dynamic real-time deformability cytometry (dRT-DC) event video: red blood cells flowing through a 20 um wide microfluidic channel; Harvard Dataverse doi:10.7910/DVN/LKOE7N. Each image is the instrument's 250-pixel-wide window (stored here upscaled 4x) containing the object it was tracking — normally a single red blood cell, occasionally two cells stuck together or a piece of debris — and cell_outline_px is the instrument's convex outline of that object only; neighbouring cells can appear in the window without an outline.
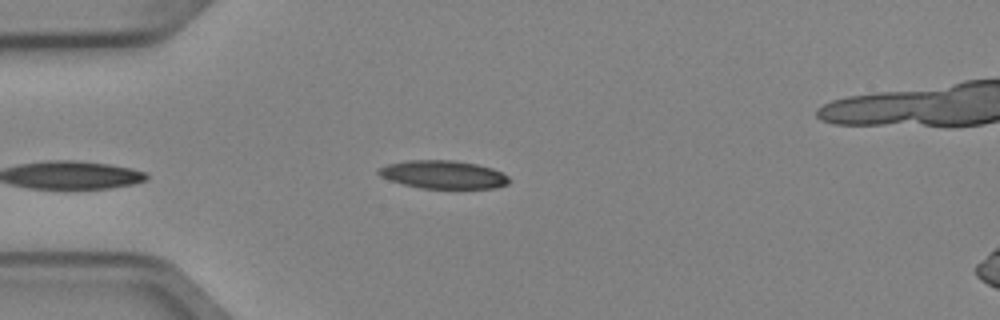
{"species": "Egyptian fruit bat (a non-hibernating species)", "species_latin": "Rousettus aegyptiacus", "temperature_condition": "cold", "stored_images_in_passage": 2, "camera_frame_rate_fps": 3000, "um_per_image_px": 0.085, "animal": {"sex": "female"}, "frame": {"image": 1, "passage_image": 1, "time_ms": 0.0, "image_size_px": [1000, 320], "cell_outline_px": [[512, 180], [508, 184], [496, 188], [420, 188], [404, 184], [380, 176], [376, 172], [376, 168], [388, 164], [408, 160], [456, 160], [476, 164], [492, 168], [508, 176]], "centroid_in_image_um": [37.68, 14.83], "position_along_channel_um": 47.3, "area_um2": 21.44}}